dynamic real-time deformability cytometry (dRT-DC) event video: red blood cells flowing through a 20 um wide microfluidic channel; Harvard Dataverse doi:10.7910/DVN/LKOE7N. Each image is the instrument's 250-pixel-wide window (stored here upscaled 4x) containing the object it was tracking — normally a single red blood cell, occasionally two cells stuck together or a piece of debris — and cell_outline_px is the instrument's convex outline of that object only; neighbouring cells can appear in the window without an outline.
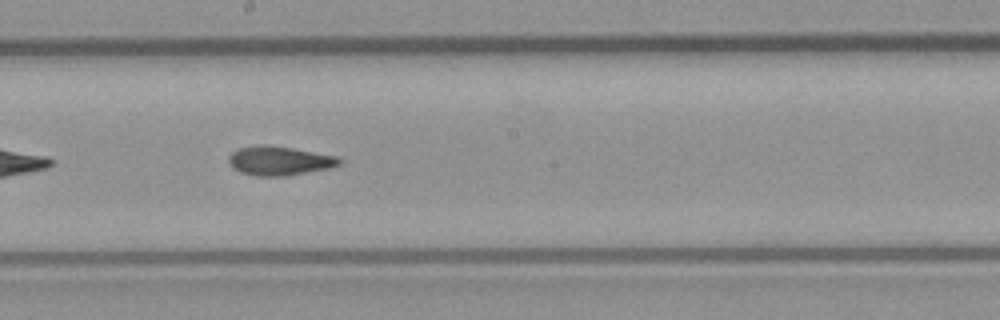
{"species": "common noctule bat (a hibernating species)", "species_latin": "Nyctalus noctula", "temperature_condition": "room temperature", "stored_images_in_passage": 23, "camera_frame_rate_fps": 3000, "um_per_image_px": 0.085, "animal": {"sex": "male", "body_mass_g": 23.1, "forearm_length_mm": 52.7}, "frame": {"image": 1, "passage_image": 14, "time_ms": 4.333, "image_size_px": [1000, 320], "cell_outline_px": [[344, 160], [340, 164], [332, 168], [288, 176], [256, 176], [240, 172], [232, 168], [228, 160], [228, 156], [236, 148], [260, 144], [264, 144], [340, 156]], "centroid_in_image_um": [23.77, 13.67], "position_along_channel_um": 224.4, "area_um2": 19.13}}
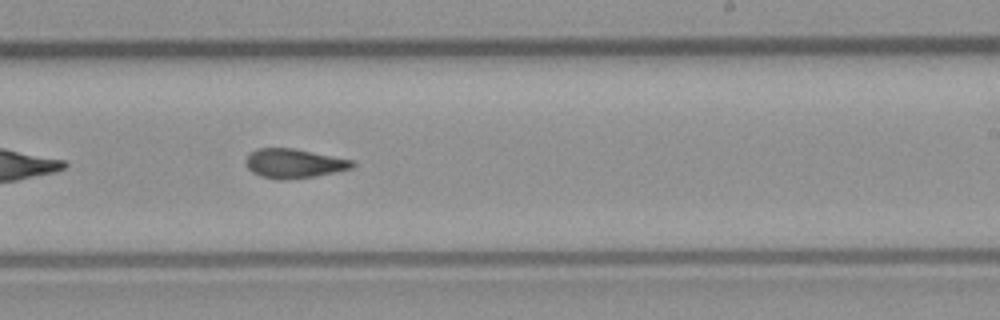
{"frame": {"image": 2, "passage_image": 17, "time_ms": 5.333, "image_size_px": [1000, 320], "cell_outline_px": [[356, 164], [352, 168], [316, 176], [288, 180], [280, 180], [260, 176], [252, 172], [248, 168], [244, 160], [256, 148], [292, 148], [352, 160]], "centroid_in_image_um": [24.96, 13.9], "position_along_channel_um": 264.0, "area_um2": 18.09}}
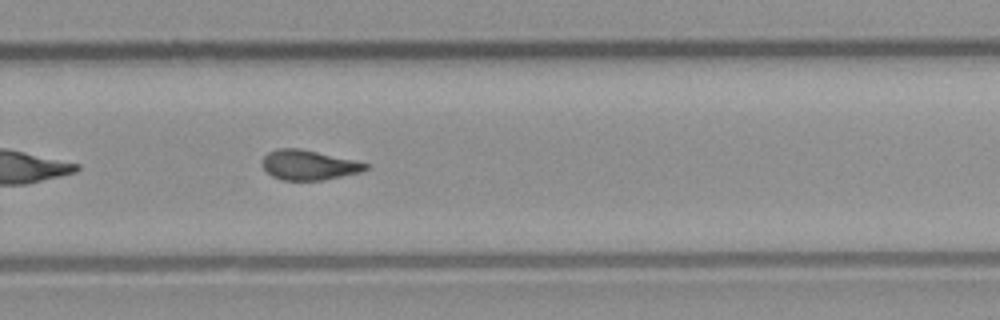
{"frame": {"image": 3, "passage_image": 20, "time_ms": 6.333, "image_size_px": [1000, 320], "cell_outline_px": [[368, 168], [360, 172], [324, 180], [280, 180], [272, 176], [260, 164], [264, 156], [268, 152], [276, 148], [300, 148], [352, 160], [368, 164]], "centroid_in_image_um": [26.18, 14.03], "position_along_channel_um": 303.6, "area_um2": 17.86}}